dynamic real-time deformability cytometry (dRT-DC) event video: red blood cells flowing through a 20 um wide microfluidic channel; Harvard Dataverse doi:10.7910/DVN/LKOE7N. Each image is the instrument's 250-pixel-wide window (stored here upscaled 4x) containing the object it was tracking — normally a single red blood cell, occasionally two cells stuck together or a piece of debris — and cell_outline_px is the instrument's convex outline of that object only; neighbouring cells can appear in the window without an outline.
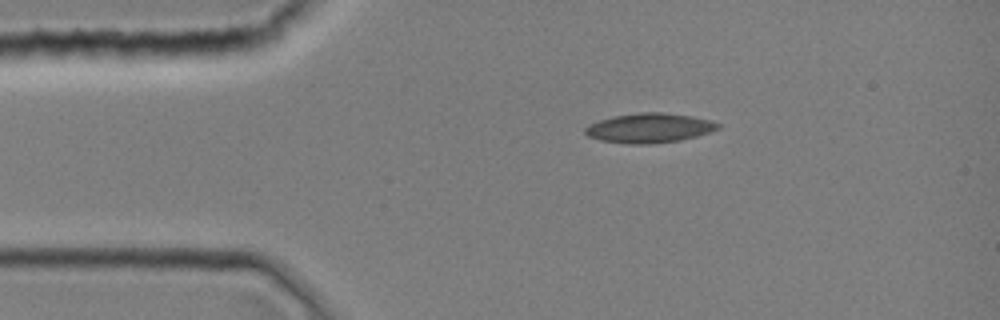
{"species": "common noctule bat (a hibernating species)", "species_latin": "Nyctalus noctula", "temperature_condition": "room temperature", "stored_images_in_passage": 1, "camera_frame_rate_fps": 3000, "um_per_image_px": 0.085, "animal": {"sex": "female", "body_mass_g": 19.0, "forearm_length_mm": 51.5}, "frame": {"image": 1, "passage_image": 1, "time_ms": 0.0, "image_size_px": [1000, 320], "cell_outline_px": [[720, 128], [696, 136], [680, 140], [648, 144], [628, 144], [600, 140], [588, 136], [584, 132], [584, 128], [588, 124], [612, 116], [640, 112], [664, 112], [692, 116], [712, 120], [720, 124]], "centroid_in_image_um": [55.18, 10.87], "position_along_channel_um": 29.8, "area_um2": 22.95}}